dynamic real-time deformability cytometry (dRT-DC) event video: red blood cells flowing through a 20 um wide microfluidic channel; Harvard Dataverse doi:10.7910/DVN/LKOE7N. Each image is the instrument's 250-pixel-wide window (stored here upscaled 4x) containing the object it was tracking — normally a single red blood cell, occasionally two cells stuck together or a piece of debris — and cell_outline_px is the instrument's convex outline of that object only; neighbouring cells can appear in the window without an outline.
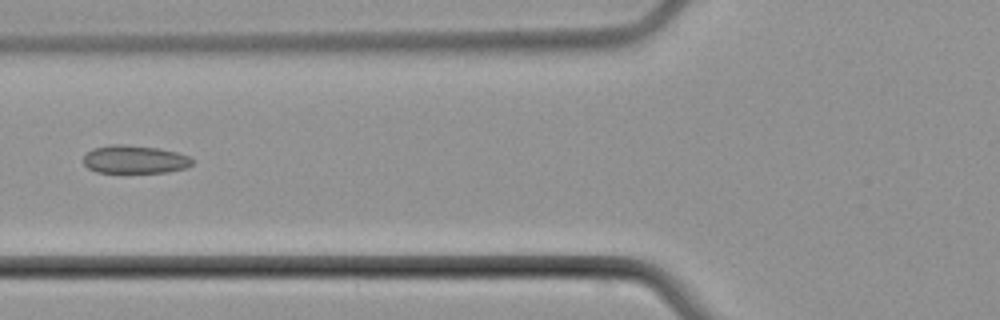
{"species": "common noctule bat (a hibernating species)", "species_latin": "Nyctalus noctula", "temperature_condition": "cold", "stored_images_in_passage": 6, "camera_frame_rate_fps": 3000, "um_per_image_px": 0.085, "animal": {"sex": "male", "body_mass_g": 21.5, "forearm_length_mm": 52.0}, "frame": {"image": 1, "passage_image": 6, "time_ms": 6.0, "image_size_px": [1000, 320], "cell_outline_px": [[192, 164], [184, 168], [168, 172], [96, 172], [88, 168], [84, 164], [84, 156], [92, 148], [112, 144], [120, 144], [156, 148], [176, 152], [188, 156], [192, 160]], "centroid_in_image_um": [11.41, 13.55], "position_along_channel_um": 114.4, "area_um2": 17.57}}